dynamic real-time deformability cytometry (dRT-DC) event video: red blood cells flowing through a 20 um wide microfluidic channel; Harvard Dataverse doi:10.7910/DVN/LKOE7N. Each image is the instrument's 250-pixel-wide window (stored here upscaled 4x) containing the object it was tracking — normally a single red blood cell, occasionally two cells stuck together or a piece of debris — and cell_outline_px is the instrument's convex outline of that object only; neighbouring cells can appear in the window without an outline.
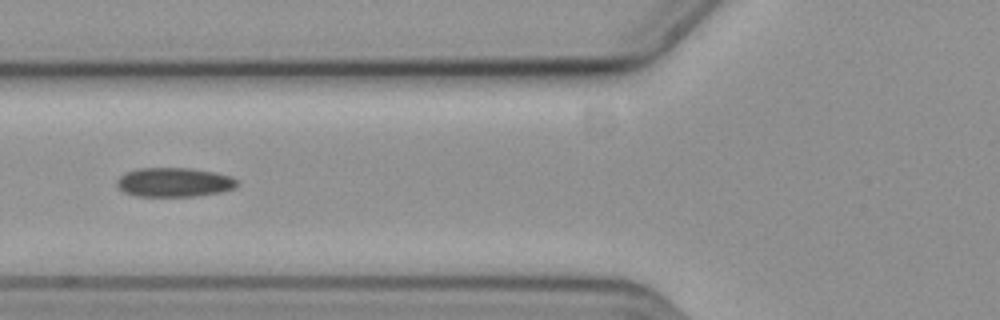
{"species": "common noctule bat (a hibernating species)", "species_latin": "Nyctalus noctula", "temperature_condition": "cold", "stored_images_in_passage": 20, "camera_frame_rate_fps": 3000, "um_per_image_px": 0.085, "animal": {"sex": "female", "body_mass_g": 19.3, "forearm_length_mm": 54.1}, "frame": {"image": 1, "passage_image": 6, "time_ms": 1.667, "image_size_px": [1000, 320], "cell_outline_px": [[236, 188], [220, 192], [196, 196], [136, 196], [124, 192], [116, 184], [116, 180], [124, 172], [136, 168], [192, 168], [212, 172], [228, 176], [236, 180]], "centroid_in_image_um": [14.74, 15.49], "position_along_channel_um": 111.1, "area_um2": 20.4}}
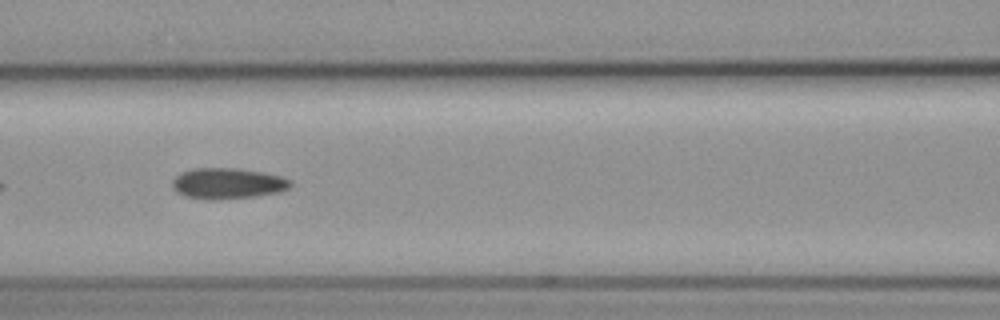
{"frame": {"image": 2, "passage_image": 9, "time_ms": 2.667, "image_size_px": [1000, 320], "cell_outline_px": [[292, 184], [288, 188], [280, 192], [256, 196], [212, 200], [204, 200], [184, 196], [176, 192], [172, 188], [172, 180], [180, 172], [192, 168], [236, 168], [260, 172], [280, 176], [292, 180]], "centroid_in_image_um": [19.3, 15.6], "position_along_channel_um": 147.3, "area_um2": 21.44}}
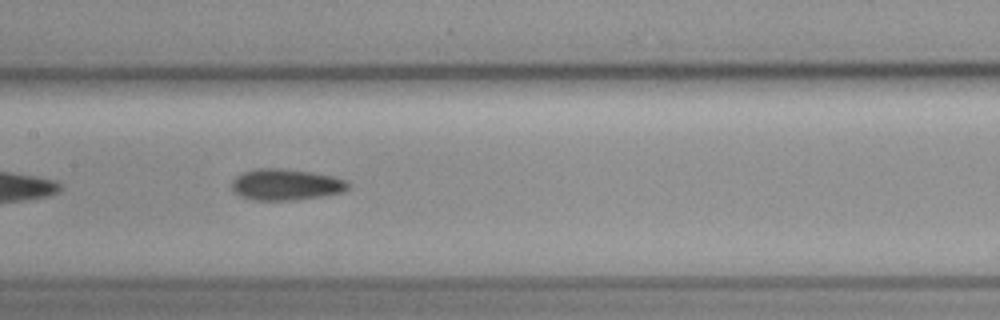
{"frame": {"image": 3, "passage_image": 12, "time_ms": 3.667, "image_size_px": [1000, 320], "cell_outline_px": [[348, 188], [344, 192], [324, 196], [296, 200], [252, 200], [240, 196], [232, 192], [232, 180], [236, 176], [244, 172], [260, 168], [280, 168], [308, 172], [332, 176], [348, 180]], "centroid_in_image_um": [24.29, 15.7], "position_along_channel_um": 183.1, "area_um2": 21.27}}